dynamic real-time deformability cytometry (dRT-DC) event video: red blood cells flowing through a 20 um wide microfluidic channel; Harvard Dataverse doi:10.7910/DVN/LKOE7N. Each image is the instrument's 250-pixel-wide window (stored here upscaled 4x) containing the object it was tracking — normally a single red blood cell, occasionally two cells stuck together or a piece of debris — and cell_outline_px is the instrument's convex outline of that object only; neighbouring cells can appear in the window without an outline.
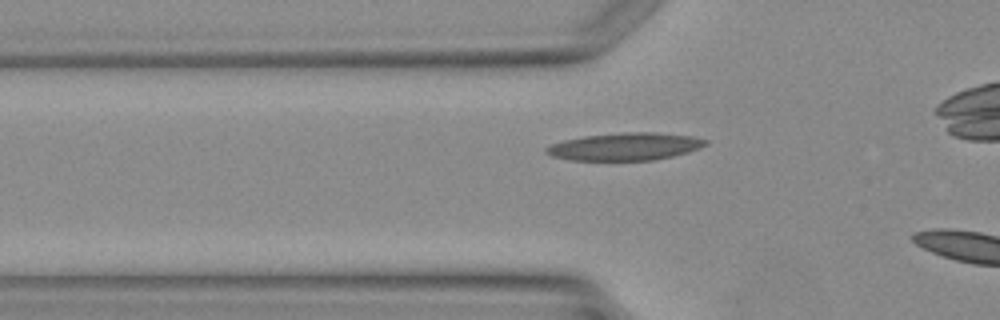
{"species": "Egyptian fruit bat (a non-hibernating species)", "species_latin": "Rousettus aegyptiacus", "temperature_condition": "warm", "stored_images_in_passage": 5, "segment_of_instrument_passage": [2, 2], "camera_frame_rate_fps": 3000, "um_per_image_px": 0.085, "animal": {"sex": "female"}, "frame": {"image": 1, "passage_image": 5, "time_ms": 5.667, "image_size_px": [1000, 320], "cell_outline_px": [[708, 144], [700, 148], [688, 152], [656, 160], [572, 160], [552, 156], [544, 152], [544, 148], [552, 144], [564, 140], [584, 136], [624, 132], [656, 132], [692, 136], [708, 140]], "centroid_in_image_um": [53.15, 12.45], "position_along_channel_um": 72.7, "area_um2": 25.61}}